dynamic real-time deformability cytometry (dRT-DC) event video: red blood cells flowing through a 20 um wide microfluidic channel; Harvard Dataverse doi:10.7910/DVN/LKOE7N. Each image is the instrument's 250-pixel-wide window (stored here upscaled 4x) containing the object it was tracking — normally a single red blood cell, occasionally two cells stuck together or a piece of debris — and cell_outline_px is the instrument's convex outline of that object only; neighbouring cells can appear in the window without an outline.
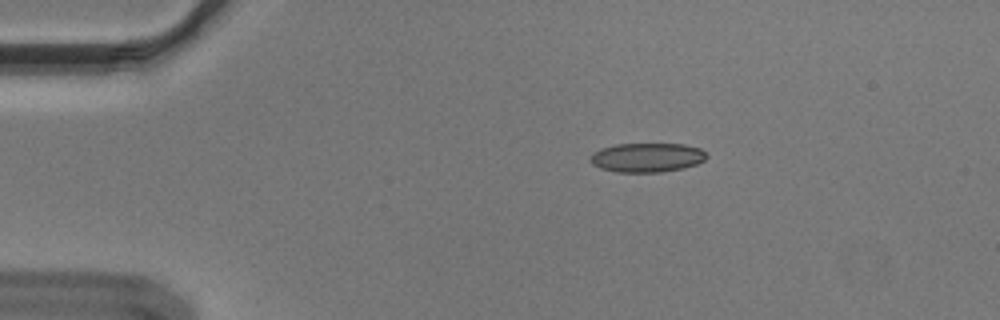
{"species": "Egyptian fruit bat (a non-hibernating species)", "species_latin": "Rousettus aegyptiacus", "temperature_condition": "cold", "stored_images_in_passage": 46, "camera_frame_rate_fps": 3000, "um_per_image_px": 0.085, "animal": {"sex": "male"}, "frame": {"image": 1, "passage_image": 1, "time_ms": 0.0, "image_size_px": [1000, 320], "cell_outline_px": [[708, 156], [704, 160], [696, 164], [684, 168], [660, 172], [616, 172], [600, 168], [592, 164], [588, 160], [592, 152], [600, 148], [616, 144], [684, 144], [700, 148]], "centroid_in_image_um": [54.95, 13.39], "position_along_channel_um": 30.0, "area_um2": 19.94}}
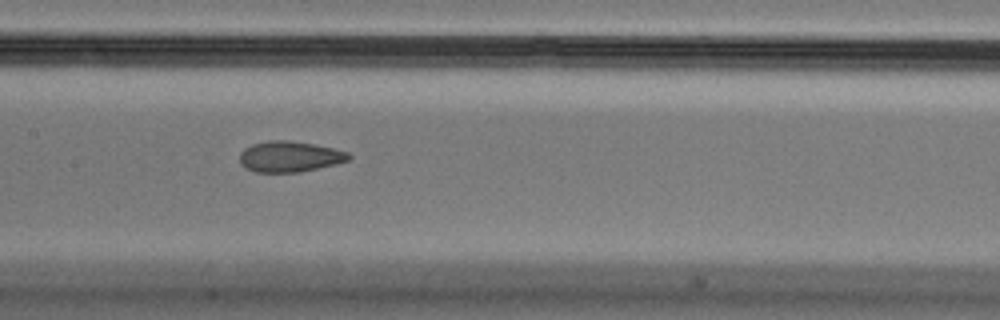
{"frame": {"image": 2, "passage_image": 18, "time_ms": 5.667, "image_size_px": [1000, 320], "cell_outline_px": [[352, 156], [348, 160], [336, 164], [300, 172], [256, 172], [244, 168], [240, 164], [240, 152], [244, 148], [252, 144], [268, 140], [288, 140], [316, 144], [348, 152]], "centroid_in_image_um": [24.6, 13.3], "position_along_channel_um": 182.8, "area_um2": 19.71}}
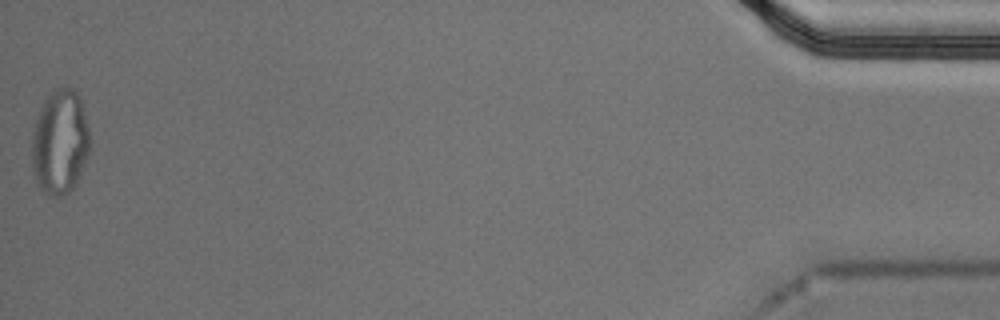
{"frame": {"image": 3, "passage_image": 46, "time_ms": 15.0, "image_size_px": [1000, 320], "cell_outline_px": [[88, 156], [80, 176], [76, 184], [68, 192], [60, 196], [48, 196], [40, 188], [36, 180], [32, 168], [32, 132], [40, 108], [48, 92], [56, 88], [72, 88], [80, 96], [88, 128]], "centroid_in_image_um": [5.08, 12.08], "position_along_channel_um": 430.1, "area_um2": 35.43}, "authors_computed_cell_mechanics": {"area_um2": 20.7791, "velocity_mm_per_s": 3.637, "shape_relaxation_time_tau1_ms": null, "shape_relaxation_time_tau2_ms": 1.6804, "deformation_change_tau1": null, "deformation_change_tau2": 0.0828}}